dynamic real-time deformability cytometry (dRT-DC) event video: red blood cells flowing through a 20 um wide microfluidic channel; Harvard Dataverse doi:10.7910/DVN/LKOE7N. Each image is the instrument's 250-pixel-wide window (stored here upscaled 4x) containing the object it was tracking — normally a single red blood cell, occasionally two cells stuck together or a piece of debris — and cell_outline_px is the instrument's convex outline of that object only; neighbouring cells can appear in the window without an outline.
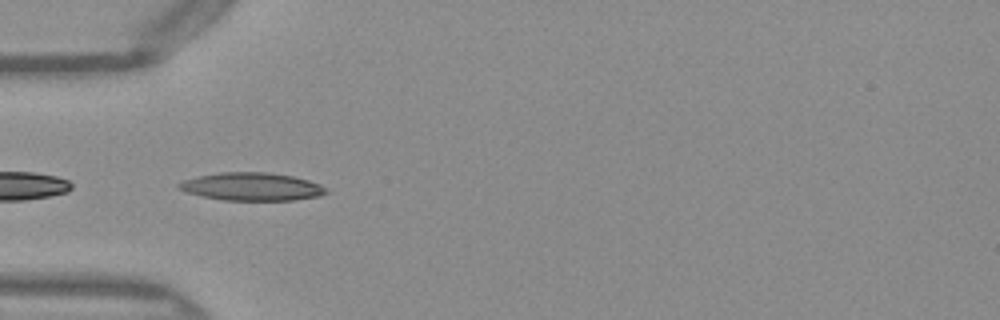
{"species": "Egyptian fruit bat (a non-hibernating species)", "species_latin": "Rousettus aegyptiacus", "temperature_condition": "warm", "stored_images_in_passage": 26, "camera_frame_rate_fps": 3000, "um_per_image_px": 0.085, "frame": {"image": 1, "passage_image": 6, "time_ms": 1.667, "image_size_px": [1000, 320], "cell_outline_px": [[328, 192], [320, 196], [296, 200], [224, 200], [200, 196], [188, 192], [180, 188], [176, 184], [184, 180], [196, 176], [220, 172], [268, 172], [292, 176], [308, 180], [320, 184]], "centroid_in_image_um": [21.4, 15.86], "position_along_channel_um": 63.6, "area_um2": 23.93}}
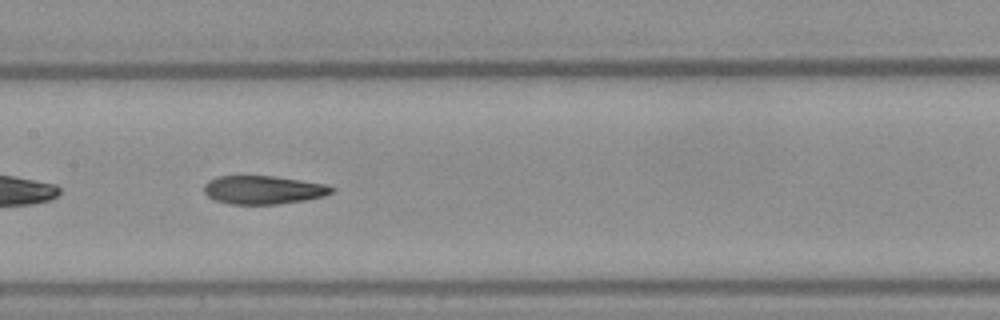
{"frame": {"image": 2, "passage_image": 15, "time_ms": 4.667, "image_size_px": [1000, 320], "cell_outline_px": [[336, 188], [332, 192], [324, 196], [304, 200], [276, 204], [228, 204], [212, 200], [204, 192], [204, 184], [208, 180], [216, 176], [272, 176], [300, 180], [324, 184]], "centroid_in_image_um": [22.33, 16.14], "position_along_channel_um": 185.1, "area_um2": 21.15}}
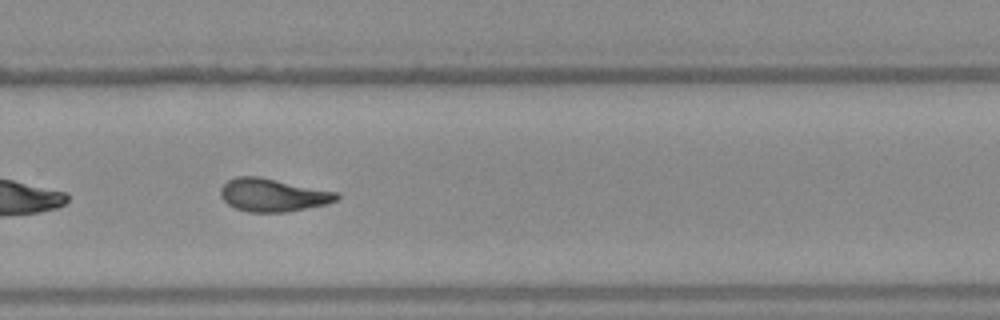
{"frame": {"image": 3, "passage_image": 24, "time_ms": 7.667, "image_size_px": [1000, 320], "cell_outline_px": [[340, 196], [336, 200], [328, 204], [284, 212], [248, 212], [236, 208], [228, 204], [220, 196], [220, 188], [228, 180], [236, 176], [260, 176], [336, 192]], "centroid_in_image_um": [23.17, 16.57], "position_along_channel_um": 306.6, "area_um2": 22.25}}